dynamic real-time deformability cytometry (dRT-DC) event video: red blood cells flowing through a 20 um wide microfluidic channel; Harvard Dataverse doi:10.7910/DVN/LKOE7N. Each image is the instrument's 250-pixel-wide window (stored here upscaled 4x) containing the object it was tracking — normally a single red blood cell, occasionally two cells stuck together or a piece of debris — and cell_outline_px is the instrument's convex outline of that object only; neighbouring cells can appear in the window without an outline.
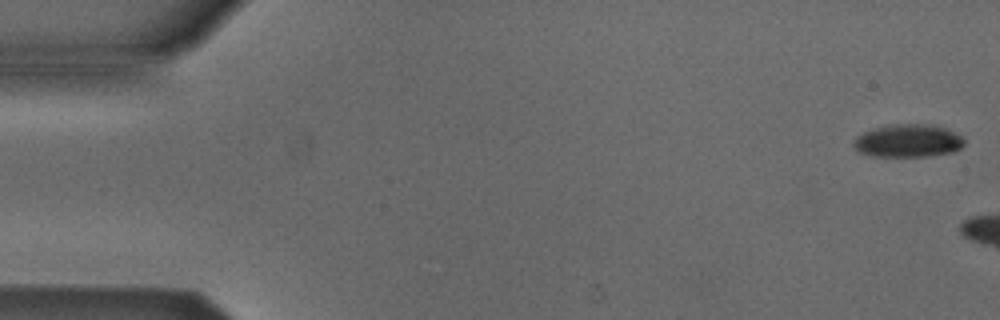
{"species": "Egyptian fruit bat (a non-hibernating species)", "species_latin": "Rousettus aegyptiacus", "temperature_condition": "cold", "stored_images_in_passage": 2, "camera_frame_rate_fps": 3000, "um_per_image_px": 0.085, "animal": {"sex": "male"}, "frame": {"image": 1, "passage_image": 1, "time_ms": 0.0, "image_size_px": [1000, 320], "cell_outline_px": [[964, 144], [960, 148], [952, 152], [924, 156], [872, 156], [860, 152], [852, 144], [856, 136], [864, 132], [876, 128], [896, 124], [932, 124], [944, 128], [960, 136], [964, 140]], "centroid_in_image_um": [77.17, 11.97], "position_along_channel_um": 7.8, "area_um2": 20.87}}